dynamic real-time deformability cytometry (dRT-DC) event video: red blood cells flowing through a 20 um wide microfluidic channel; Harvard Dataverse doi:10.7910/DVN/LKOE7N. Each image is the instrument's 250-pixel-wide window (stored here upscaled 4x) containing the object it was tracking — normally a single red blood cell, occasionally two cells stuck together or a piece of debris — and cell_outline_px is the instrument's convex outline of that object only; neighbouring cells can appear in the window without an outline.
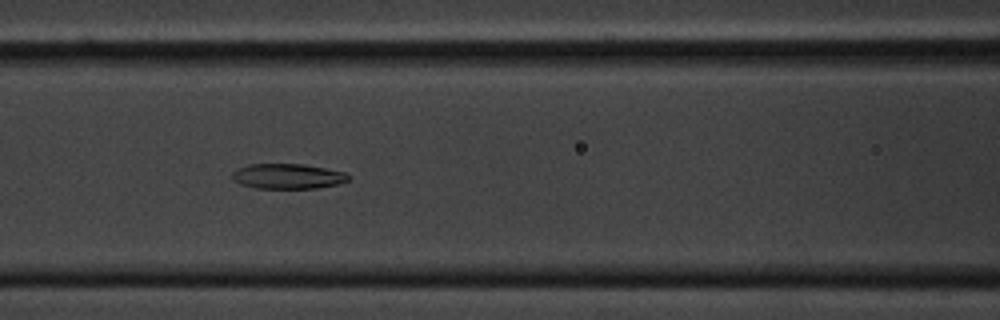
{"species": "common noctule bat (a hibernating species)", "species_latin": "Nyctalus noctula", "temperature_condition": "cold", "stored_images_in_passage": 44, "camera_frame_rate_fps": 3000, "um_per_image_px": 0.085, "animal": {"sex": "male", "body_mass_g": 20.1, "forearm_length_mm": 53.5}, "frame": {"image": 1, "passage_image": 10, "time_ms": 3.0, "image_size_px": [1000, 320], "cell_outline_px": [[348, 180], [336, 184], [316, 188], [256, 188], [240, 184], [232, 180], [232, 172], [236, 168], [248, 164], [304, 164], [344, 172], [348, 176]], "centroid_in_image_um": [24.38, 14.97], "position_along_channel_um": 142.2, "area_um2": 16.94}}
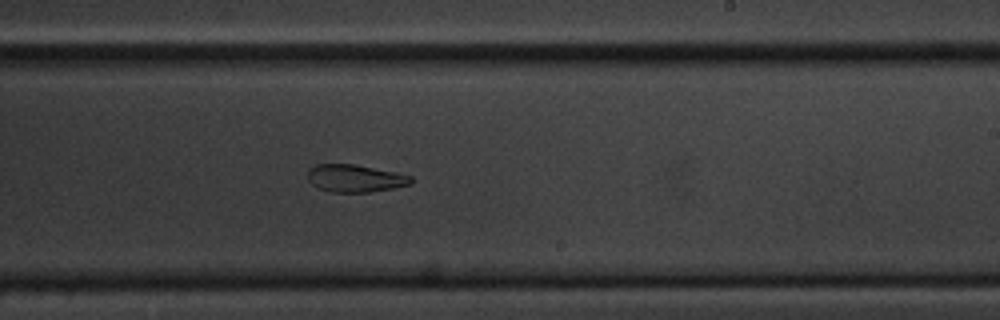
{"frame": {"image": 2, "passage_image": 20, "time_ms": 6.333, "image_size_px": [1000, 320], "cell_outline_px": [[412, 184], [372, 192], [332, 192], [316, 188], [308, 180], [308, 168], [316, 164], [352, 164], [396, 172], [412, 176]], "centroid_in_image_um": [30.16, 15.16], "position_along_channel_um": 258.8, "area_um2": 16.65}}
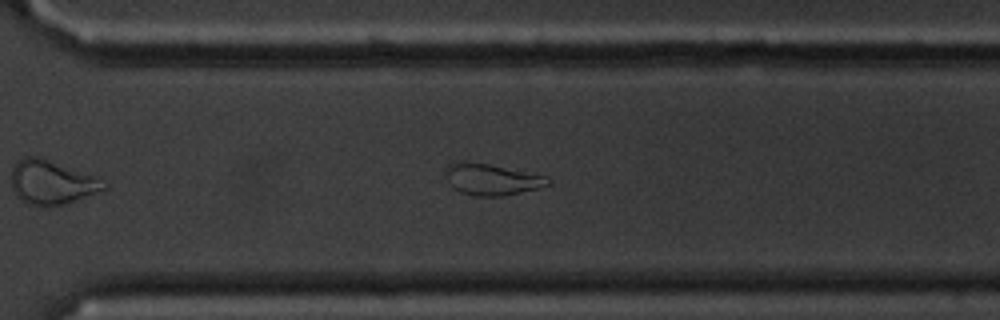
{"frame": {"image": 3, "passage_image": 26, "time_ms": 8.333, "image_size_px": [1000, 320], "cell_outline_px": [[552, 184], [504, 196], [472, 196], [460, 192], [452, 188], [448, 172], [448, 164], [488, 164], [548, 176], [552, 180]], "centroid_in_image_um": [41.92, 15.3], "position_along_channel_um": 328.7, "area_um2": 17.98}}